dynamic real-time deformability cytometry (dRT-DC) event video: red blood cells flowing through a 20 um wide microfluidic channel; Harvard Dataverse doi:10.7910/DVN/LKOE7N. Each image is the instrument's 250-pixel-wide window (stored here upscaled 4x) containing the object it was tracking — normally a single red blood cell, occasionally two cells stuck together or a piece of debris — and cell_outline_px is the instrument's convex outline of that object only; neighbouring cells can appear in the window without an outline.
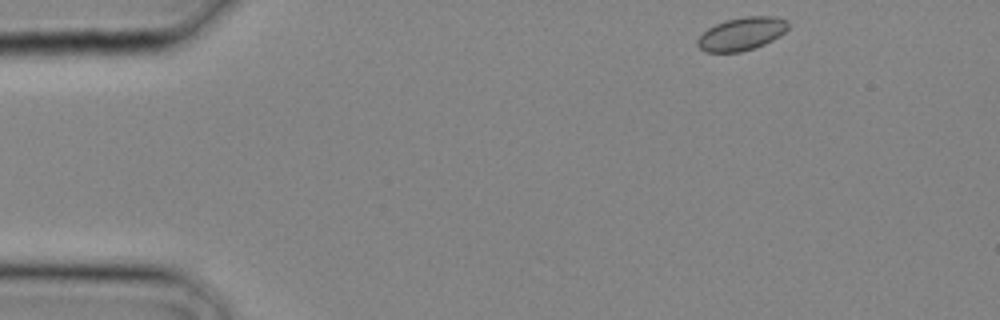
{"species": "common noctule bat (a hibernating species)", "species_latin": "Nyctalus noctula", "temperature_condition": "cold", "stored_images_in_passage": 10, "camera_frame_rate_fps": 3000, "um_per_image_px": 0.085, "animal": {"sex": "male", "body_mass_g": 20.4}, "frame": {"image": 1, "passage_image": 1, "time_ms": 0.0, "image_size_px": [1000, 320], "cell_outline_px": [[788, 28], [780, 36], [764, 44], [740, 52], [704, 52], [696, 44], [696, 40], [708, 28], [716, 24], [728, 20], [744, 16], [776, 16], [788, 20]], "centroid_in_image_um": [63.05, 2.87], "position_along_channel_um": 22.0, "area_um2": 17.4}}
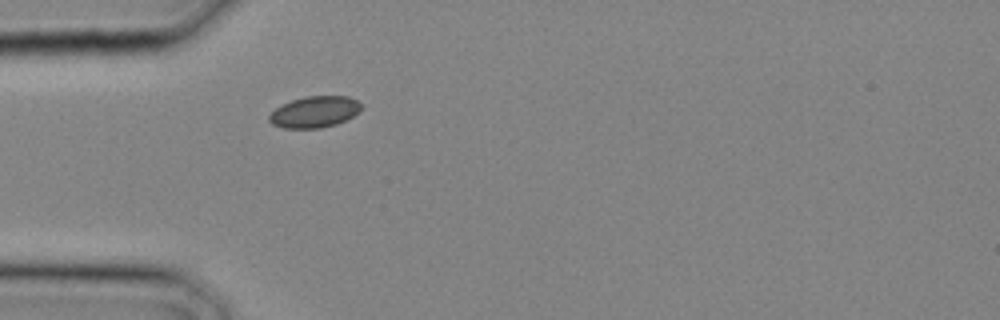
{"frame": {"image": 2, "passage_image": 6, "time_ms": 1.667, "image_size_px": [1000, 320], "cell_outline_px": [[360, 112], [336, 124], [320, 128], [284, 128], [272, 124], [268, 120], [268, 116], [276, 108], [292, 100], [304, 96], [348, 96], [356, 100], [360, 104]], "centroid_in_image_um": [26.72, 9.51], "position_along_channel_um": 58.3, "area_um2": 16.65}}
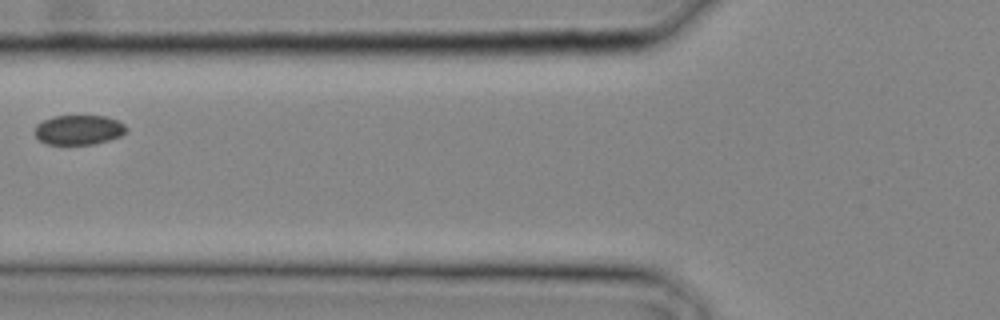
{"frame": {"image": 3, "passage_image": 9, "time_ms": 2.667, "image_size_px": [1000, 320], "cell_outline_px": [[128, 132], [120, 136], [108, 140], [92, 144], [48, 144], [40, 140], [32, 132], [36, 124], [52, 116], [104, 116], [116, 120], [124, 124], [128, 128]], "centroid_in_image_um": [6.68, 11.03], "position_along_channel_um": 119.1, "area_um2": 15.9}}